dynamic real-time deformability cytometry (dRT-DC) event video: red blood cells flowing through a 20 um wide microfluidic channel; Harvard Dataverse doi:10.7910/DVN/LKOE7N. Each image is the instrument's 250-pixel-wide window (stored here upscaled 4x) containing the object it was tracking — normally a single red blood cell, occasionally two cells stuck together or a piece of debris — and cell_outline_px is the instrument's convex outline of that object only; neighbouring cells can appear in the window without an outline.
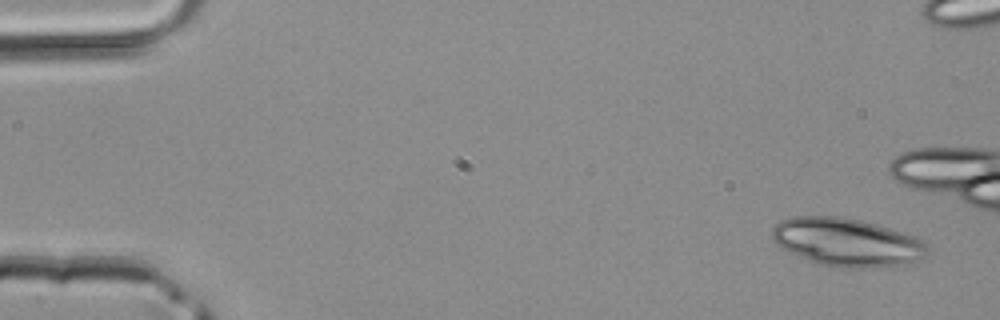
{"species": "common noctule bat (a hibernating species)", "species_latin": "Nyctalus noctula", "temperature_condition": "room temperature", "stored_images_in_passage": 4, "camera_frame_rate_fps": 3000, "um_per_image_px": 0.085, "animal": {"sex": "male", "body_mass_g": 20.4}, "frame": {"image": 1, "passage_image": 1, "time_ms": 0.0, "image_size_px": [1000, 320], "cell_outline_px": [[928, 252], [920, 260], [904, 264], [860, 268], [852, 268], [824, 264], [808, 260], [784, 248], [772, 236], [772, 228], [780, 220], [792, 216], [840, 216], [860, 220], [876, 224], [916, 236], [924, 240], [928, 248]], "centroid_in_image_um": [72.04, 20.56], "position_along_channel_um": 13.0, "area_um2": 43.06}}